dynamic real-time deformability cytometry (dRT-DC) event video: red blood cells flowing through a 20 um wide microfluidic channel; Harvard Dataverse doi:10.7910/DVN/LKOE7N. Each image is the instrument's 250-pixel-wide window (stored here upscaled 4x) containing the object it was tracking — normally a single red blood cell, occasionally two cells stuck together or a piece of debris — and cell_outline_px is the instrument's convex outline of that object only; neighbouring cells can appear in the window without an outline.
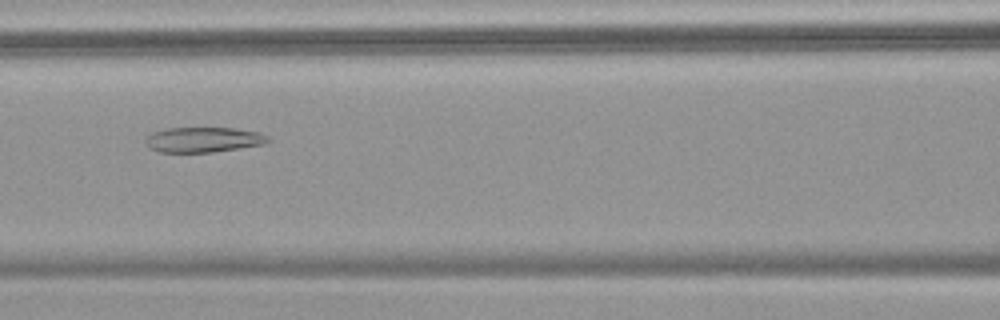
{"species": "common noctule bat (a hibernating species)", "species_latin": "Nyctalus noctula", "temperature_condition": "warm", "stored_images_in_passage": 48, "camera_frame_rate_fps": 3000, "um_per_image_px": 0.085, "animal": {"sex": "female", "body_mass_g": 18.4}, "frame": {"image": 1, "passage_image": 17, "time_ms": 5.333, "image_size_px": [1000, 320], "cell_outline_px": [[272, 140], [264, 144], [212, 152], [160, 152], [148, 148], [144, 144], [144, 140], [152, 132], [168, 128], [236, 128], [256, 132], [268, 136]], "centroid_in_image_um": [17.25, 11.87], "position_along_channel_um": 149.4, "area_um2": 17.98}}
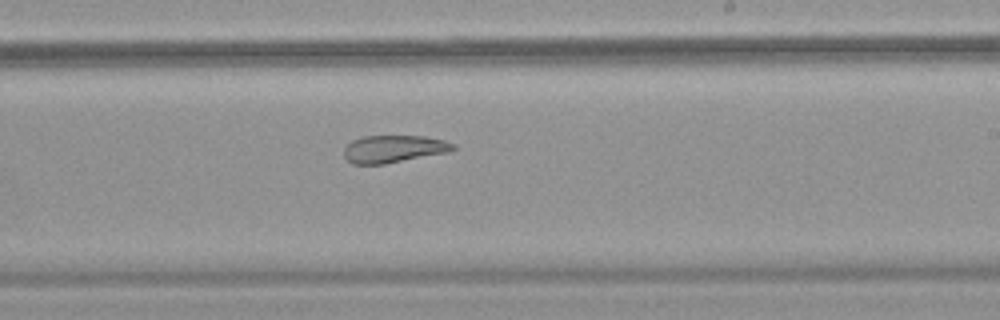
{"frame": {"image": 2, "passage_image": 26, "time_ms": 8.333, "image_size_px": [1000, 320], "cell_outline_px": [[456, 148], [448, 152], [384, 164], [352, 164], [344, 156], [344, 148], [352, 140], [364, 136], [424, 136], [444, 140], [456, 144]], "centroid_in_image_um": [33.47, 12.65], "position_along_channel_um": 255.5, "area_um2": 17.4}}
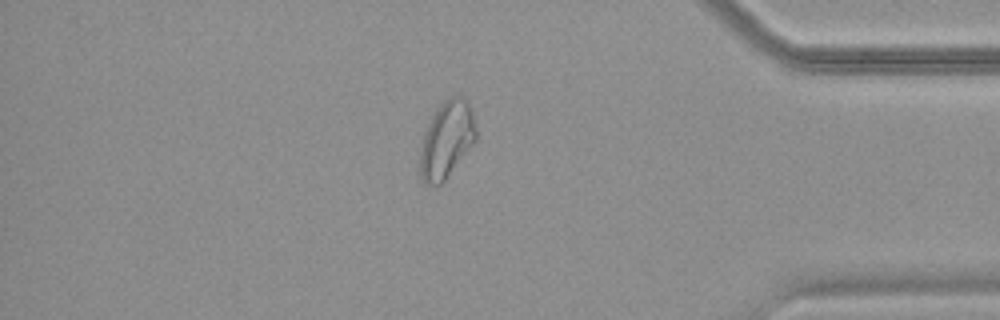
{"frame": {"image": 3, "passage_image": 40, "time_ms": 13.0, "image_size_px": [1000, 320], "cell_outline_px": [[476, 140], [444, 180], [436, 188], [424, 184], [420, 176], [420, 148], [424, 132], [436, 108], [444, 100], [452, 96], [460, 96], [468, 100], [472, 112], [476, 132]], "centroid_in_image_um": [37.94, 11.88], "position_along_channel_um": 397.3, "area_um2": 25.03}, "authors_computed_cell_mechanics": {"area_um2": 22.7732, "velocity_mm_per_s": 3.5612, "shape_relaxation_time_tau1_ms": null, "shape_relaxation_time_tau2_ms": 3.5869, "deformation_change_tau1": null, "deformation_change_tau2": 0.1004}}